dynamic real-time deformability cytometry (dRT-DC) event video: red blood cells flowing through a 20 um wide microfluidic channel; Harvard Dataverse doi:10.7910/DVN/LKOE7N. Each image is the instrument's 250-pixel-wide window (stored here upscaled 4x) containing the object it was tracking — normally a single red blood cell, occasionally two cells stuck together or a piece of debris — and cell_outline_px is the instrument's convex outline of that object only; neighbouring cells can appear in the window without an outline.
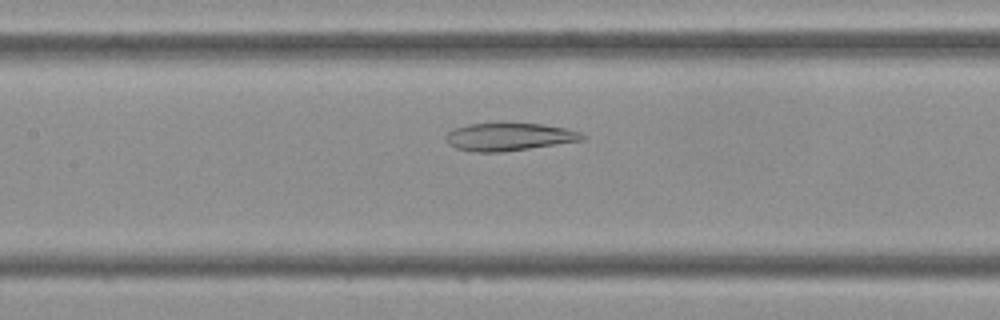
{"species": "Egyptian fruit bat (a non-hibernating species)", "species_latin": "Rousettus aegyptiacus", "temperature_condition": "cold", "stored_images_in_passage": 37, "camera_frame_rate_fps": 3000, "um_per_image_px": 0.085, "frame": {"image": 1, "passage_image": 13, "time_ms": 4.0, "image_size_px": [1000, 320], "cell_outline_px": [[584, 140], [504, 152], [476, 152], [456, 148], [448, 144], [444, 136], [452, 128], [468, 124], [540, 124], [564, 128], [580, 132], [584, 136]], "centroid_in_image_um": [43.22, 11.64], "position_along_channel_um": 164.2, "area_um2": 21.85}}
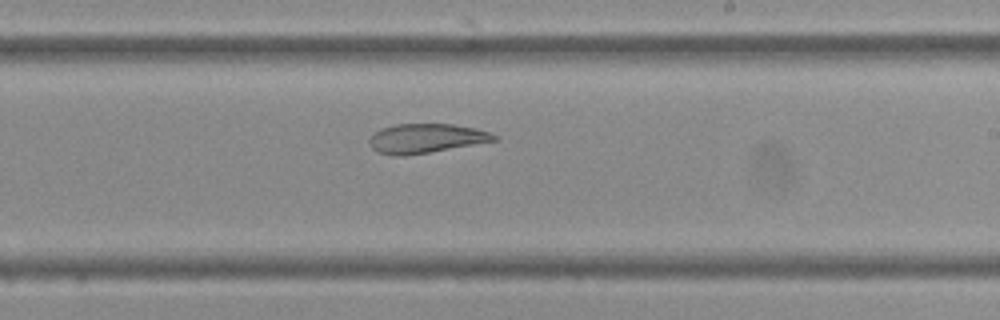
{"frame": {"image": 2, "passage_image": 19, "time_ms": 6.0, "image_size_px": [1000, 320], "cell_outline_px": [[500, 140], [404, 156], [392, 156], [376, 152], [368, 144], [368, 140], [372, 132], [380, 128], [396, 124], [452, 124], [476, 128], [500, 136]], "centroid_in_image_um": [36.17, 11.76], "position_along_channel_um": 252.8, "area_um2": 21.62}}
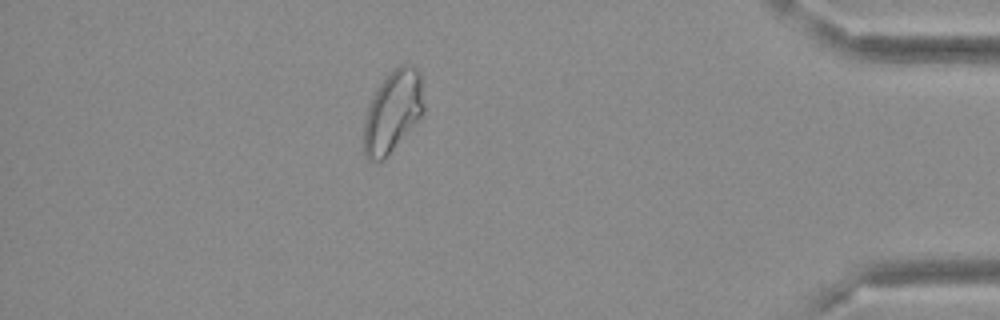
{"frame": {"image": 3, "passage_image": 32, "time_ms": 10.333, "image_size_px": [1000, 320], "cell_outline_px": [[424, 112], [384, 160], [368, 160], [364, 156], [364, 116], [372, 96], [384, 76], [392, 68], [400, 64], [412, 64], [420, 72], [424, 104]], "centroid_in_image_um": [33.37, 9.43], "position_along_channel_um": 401.8, "area_um2": 28.78}}